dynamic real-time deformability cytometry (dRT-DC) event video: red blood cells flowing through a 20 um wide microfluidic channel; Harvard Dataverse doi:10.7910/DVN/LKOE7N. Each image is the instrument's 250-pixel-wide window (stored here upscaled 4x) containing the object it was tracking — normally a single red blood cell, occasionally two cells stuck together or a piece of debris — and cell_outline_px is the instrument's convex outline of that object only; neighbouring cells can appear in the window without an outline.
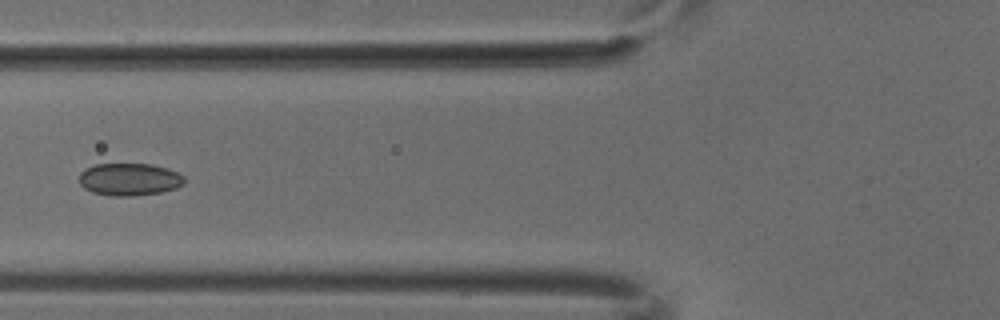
{"species": "common noctule bat (a hibernating species)", "species_latin": "Nyctalus noctula", "temperature_condition": "cold", "stored_images_in_passage": 6, "camera_frame_rate_fps": 3000, "um_per_image_px": 0.085, "animal": {"sex": "male", "body_mass_g": 18.8}, "frame": {"image": 1, "passage_image": 5, "time_ms": 1.333, "image_size_px": [1000, 320], "cell_outline_px": [[184, 184], [176, 188], [160, 192], [132, 196], [112, 196], [92, 192], [84, 188], [80, 184], [80, 172], [84, 168], [96, 164], [152, 164], [168, 168], [184, 176]], "centroid_in_image_um": [10.99, 15.24], "position_along_channel_um": 114.8, "area_um2": 19.94}}
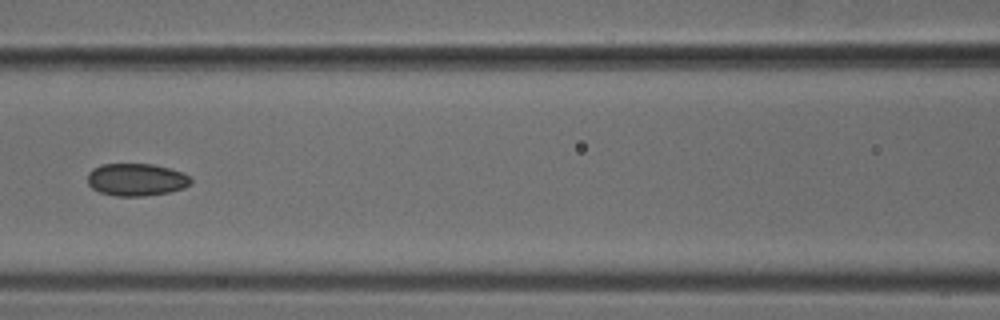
{"frame": {"image": 2, "passage_image": 6, "time_ms": 1.667, "image_size_px": [1000, 320], "cell_outline_px": [[192, 184], [184, 188], [168, 192], [144, 196], [116, 196], [100, 192], [92, 188], [88, 184], [88, 172], [92, 168], [100, 164], [152, 164], [168, 168], [192, 176]], "centroid_in_image_um": [11.59, 15.27], "position_along_channel_um": 155.0, "area_um2": 19.65}}